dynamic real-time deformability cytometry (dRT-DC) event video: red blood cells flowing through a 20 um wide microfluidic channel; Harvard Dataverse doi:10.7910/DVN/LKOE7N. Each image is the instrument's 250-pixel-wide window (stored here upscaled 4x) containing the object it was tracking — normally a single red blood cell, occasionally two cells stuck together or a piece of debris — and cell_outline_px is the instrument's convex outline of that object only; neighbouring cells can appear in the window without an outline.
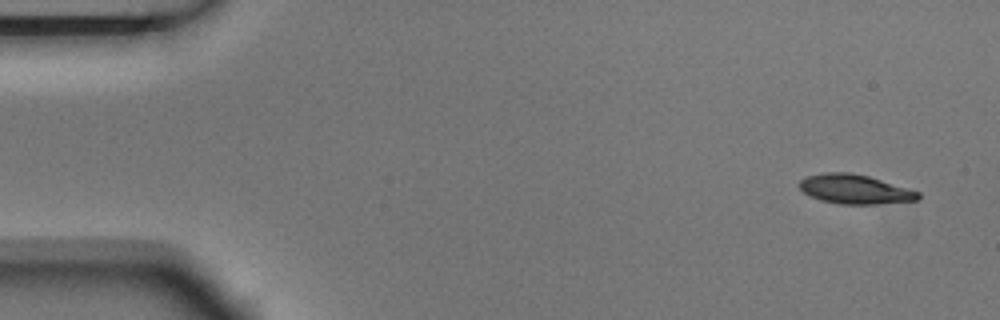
{"species": "Egyptian fruit bat (a non-hibernating species)", "species_latin": "Rousettus aegyptiacus", "temperature_condition": "room temperature", "stored_images_in_passage": 4, "camera_frame_rate_fps": 3000, "um_per_image_px": 0.085, "animal": {"sex": "male"}, "frame": {"image": 1, "passage_image": 1, "time_ms": 0.0, "image_size_px": [1000, 320], "cell_outline_px": [[920, 200], [876, 204], [840, 204], [820, 200], [804, 192], [800, 188], [800, 180], [808, 176], [824, 172], [848, 172], [868, 176], [908, 188], [920, 192]], "centroid_in_image_um": [72.69, 16.09], "position_along_channel_um": 12.3, "area_um2": 20.17}}